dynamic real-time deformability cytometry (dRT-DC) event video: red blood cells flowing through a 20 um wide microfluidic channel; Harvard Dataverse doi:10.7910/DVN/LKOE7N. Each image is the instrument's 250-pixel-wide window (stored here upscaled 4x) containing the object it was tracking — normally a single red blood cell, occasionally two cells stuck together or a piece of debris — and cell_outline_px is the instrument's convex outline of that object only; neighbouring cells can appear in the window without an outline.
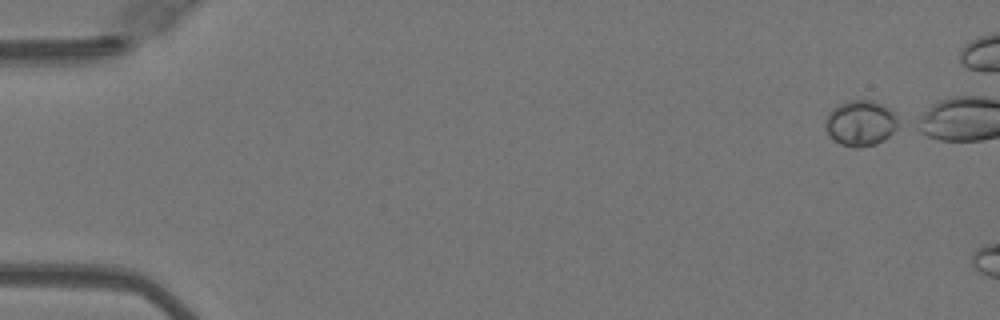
{"species": "Egyptian fruit bat (a non-hibernating species)", "species_latin": "Rousettus aegyptiacus", "temperature_condition": "warm", "stored_images_in_passage": 9, "camera_frame_rate_fps": 3000, "um_per_image_px": 0.085, "animal": {"sex": "female"}, "frame": {"image": 1, "passage_image": 1, "time_ms": 0.0, "image_size_px": [1000, 320], "cell_outline_px": [[900, 128], [884, 140], [876, 144], [860, 148], [852, 148], [840, 144], [828, 132], [824, 124], [824, 120], [828, 112], [832, 108], [848, 100], [872, 100], [884, 104], [896, 112]], "centroid_in_image_um": [73.2, 10.46], "position_along_channel_um": 11.8, "area_um2": 19.88}}